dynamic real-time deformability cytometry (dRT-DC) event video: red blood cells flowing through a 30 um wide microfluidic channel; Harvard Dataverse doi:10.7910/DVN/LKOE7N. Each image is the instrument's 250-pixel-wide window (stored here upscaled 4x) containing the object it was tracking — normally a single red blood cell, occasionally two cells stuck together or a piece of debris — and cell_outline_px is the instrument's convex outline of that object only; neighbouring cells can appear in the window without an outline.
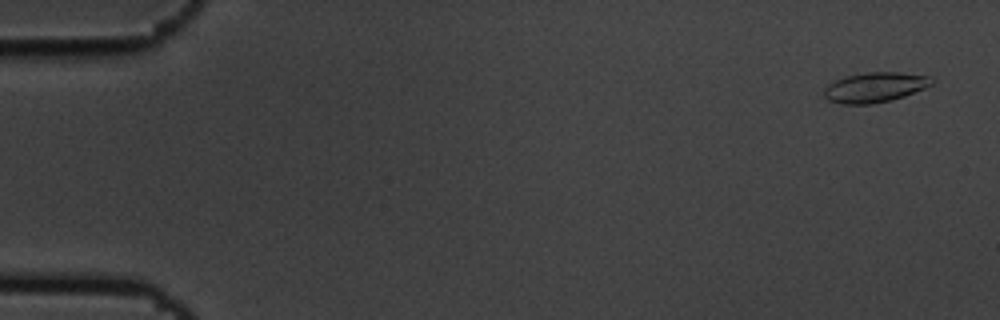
{"species": "common noctule bat (a hibernating species)", "species_latin": "Nyctalus noctula", "temperature_condition": "cold", "stored_images_in_passage": 4, "camera_frame_rate_fps": 3000, "um_per_image_px": 0.085, "animal": {"sex": "male", "body_mass_g": 19.5, "forearm_length_mm": 54.6}, "frame": {"image": 1, "passage_image": 1, "time_ms": 0.0, "image_size_px": [1000, 320], "cell_outline_px": [[936, 80], [932, 84], [924, 88], [904, 96], [892, 100], [872, 104], [840, 104], [828, 100], [824, 96], [824, 88], [828, 84], [836, 80], [848, 76], [868, 72], [900, 72], [928, 76]], "centroid_in_image_um": [74.37, 7.43], "position_along_channel_um": 10.6, "area_um2": 18.79}}